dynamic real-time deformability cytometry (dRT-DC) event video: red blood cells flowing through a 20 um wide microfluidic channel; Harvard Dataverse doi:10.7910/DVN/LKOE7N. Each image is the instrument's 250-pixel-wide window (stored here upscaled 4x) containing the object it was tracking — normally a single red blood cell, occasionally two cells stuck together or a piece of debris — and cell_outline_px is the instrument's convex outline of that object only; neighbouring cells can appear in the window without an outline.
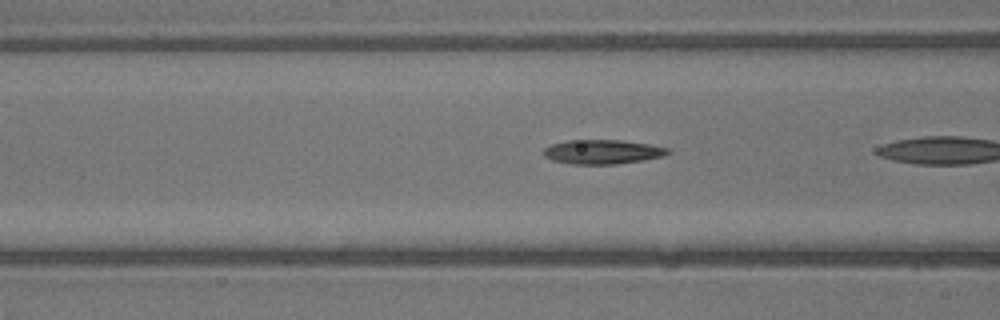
{"species": "common noctule bat (a hibernating species)", "species_latin": "Nyctalus noctula", "temperature_condition": "warm", "stored_images_in_passage": 12, "camera_frame_rate_fps": 3000, "um_per_image_px": 0.085, "animal": {"sex": "male", "body_mass_g": 13.3}, "frame": {"image": 1, "passage_image": 4, "time_ms": 1.0, "image_size_px": [1000, 320], "cell_outline_px": [[672, 152], [664, 156], [644, 160], [616, 164], [568, 164], [552, 160], [544, 156], [540, 152], [544, 148], [552, 144], [568, 140], [620, 140], [652, 144], [672, 148]], "centroid_in_image_um": [51.25, 12.9], "position_along_channel_um": 115.4, "area_um2": 17.98}}
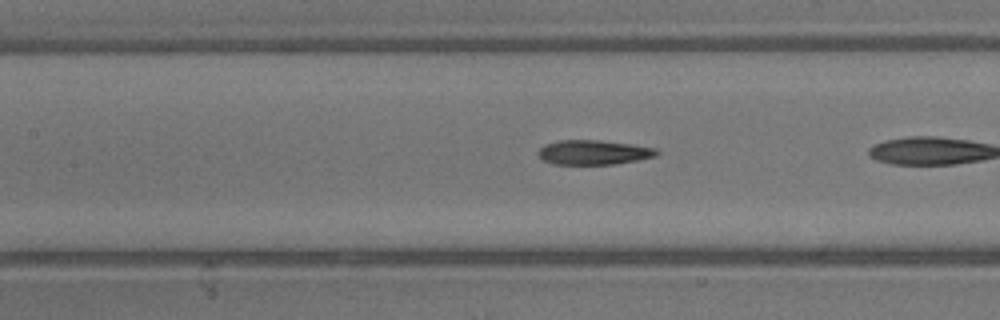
{"frame": {"image": 2, "passage_image": 7, "time_ms": 2.0, "image_size_px": [1000, 320], "cell_outline_px": [[660, 152], [656, 156], [616, 164], [552, 164], [544, 160], [536, 152], [544, 144], [560, 140], [600, 140], [632, 144], [656, 148]], "centroid_in_image_um": [50.45, 12.94], "position_along_channel_um": 156.9, "area_um2": 16.99}}
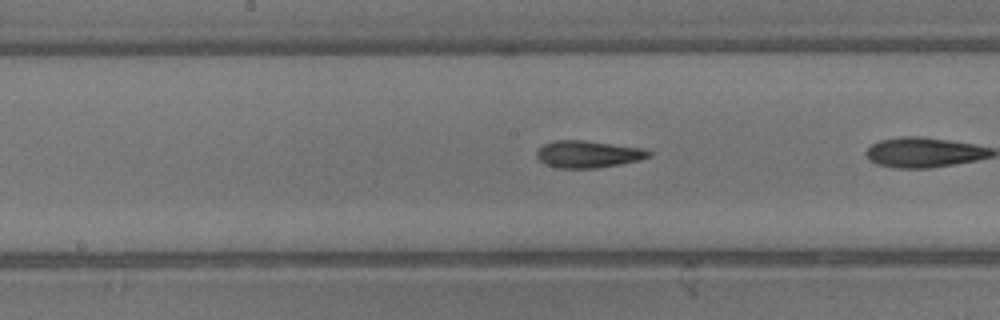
{"frame": {"image": 3, "passage_image": 10, "time_ms": 3.0, "image_size_px": [1000, 320], "cell_outline_px": [[652, 156], [640, 160], [620, 164], [596, 168], [556, 168], [544, 164], [536, 156], [536, 152], [544, 144], [556, 140], [584, 140], [644, 148], [652, 152]], "centroid_in_image_um": [50.01, 13.11], "position_along_channel_um": 198.2, "area_um2": 17.8}}